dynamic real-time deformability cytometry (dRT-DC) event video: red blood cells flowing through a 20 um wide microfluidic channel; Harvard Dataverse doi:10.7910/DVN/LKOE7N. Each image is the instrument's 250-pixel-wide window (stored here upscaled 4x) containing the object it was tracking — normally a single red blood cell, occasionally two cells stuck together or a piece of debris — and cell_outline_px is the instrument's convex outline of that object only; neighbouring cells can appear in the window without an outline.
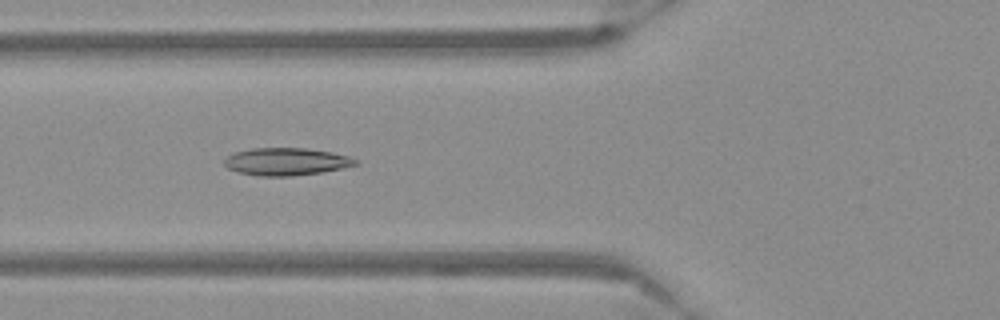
{"species": "Egyptian fruit bat (a non-hibernating species)", "species_latin": "Rousettus aegyptiacus", "temperature_condition": "warm", "stored_images_in_passage": 55, "camera_frame_rate_fps": 3000, "um_per_image_px": 0.085, "frame": {"image": 1, "passage_image": 21, "time_ms": 6.667, "image_size_px": [1000, 320], "cell_outline_px": [[360, 164], [320, 172], [292, 176], [260, 176], [240, 172], [228, 168], [224, 164], [224, 160], [228, 156], [236, 152], [252, 148], [308, 148], [332, 152], [352, 156]], "centroid_in_image_um": [24.37, 13.73], "position_along_channel_um": 101.4, "area_um2": 20.92}}
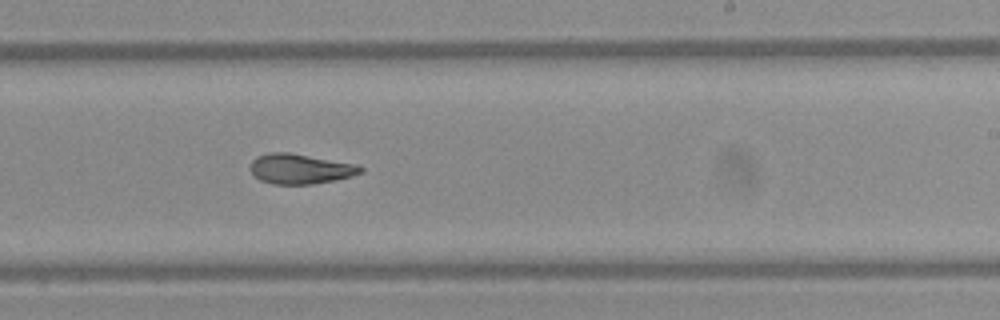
{"frame": {"image": 2, "passage_image": 34, "time_ms": 11.0, "image_size_px": [1000, 320], "cell_outline_px": [[364, 172], [352, 176], [336, 180], [312, 184], [272, 184], [260, 180], [252, 172], [252, 160], [256, 156], [268, 152], [288, 152], [360, 164], [364, 168]], "centroid_in_image_um": [25.59, 14.34], "position_along_channel_um": 263.4, "area_um2": 19.48}}
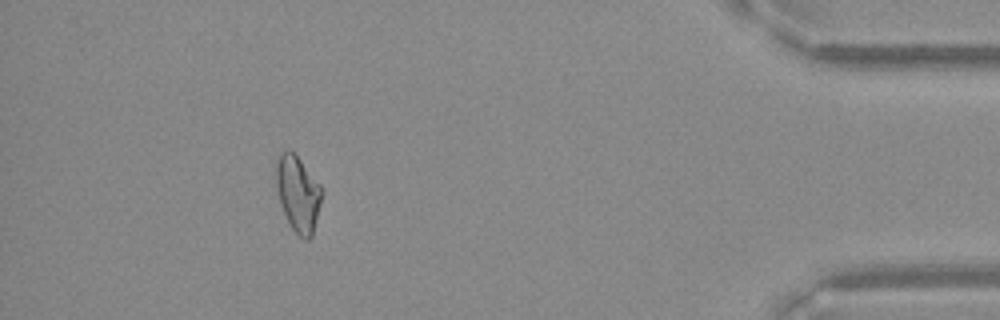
{"frame": {"image": 3, "passage_image": 50, "time_ms": 16.333, "image_size_px": [1000, 320], "cell_outline_px": [[324, 192], [312, 236], [308, 240], [304, 240], [292, 228], [280, 204], [276, 188], [272, 164], [280, 152], [288, 148], [300, 160], [320, 184]], "centroid_in_image_um": [25.29, 16.4], "position_along_channel_um": 409.9, "area_um2": 20.69}}